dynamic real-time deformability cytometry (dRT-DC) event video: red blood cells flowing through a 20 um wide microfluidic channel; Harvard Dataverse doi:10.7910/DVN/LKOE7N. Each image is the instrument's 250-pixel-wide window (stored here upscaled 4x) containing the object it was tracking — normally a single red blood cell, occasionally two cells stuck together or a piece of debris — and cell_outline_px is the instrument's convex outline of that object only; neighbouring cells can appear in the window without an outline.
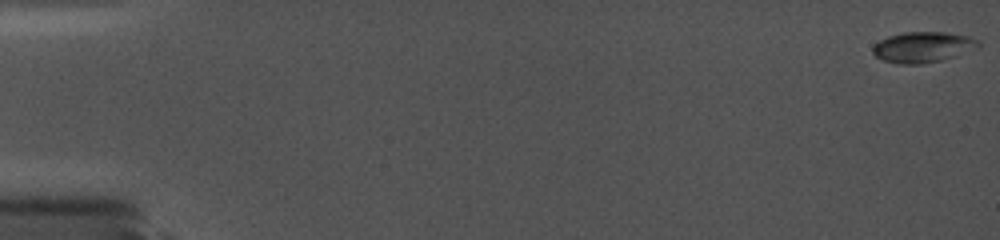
{"species": "common noctule bat (a hibernating species)", "species_latin": "Nyctalus noctula", "temperature_condition": "cold", "stored_images_in_passage": 11, "camera_frame_rate_fps": 5000, "um_per_image_px": 0.085, "animal": {"sex": "female", "body_mass_g": 19.0, "forearm_length_mm": 56.7}, "frame": {"image": 1, "passage_image": 1, "time_ms": 0.0, "image_size_px": [1000, 240], "cell_outline_px": [[980, 48], [940, 60], [920, 64], [900, 64], [884, 60], [876, 56], [872, 52], [872, 44], [888, 36], [900, 32], [948, 32], [972, 36], [980, 40]], "centroid_in_image_um": [78.47, 3.98], "position_along_channel_um": 6.5, "area_um2": 19.13}}
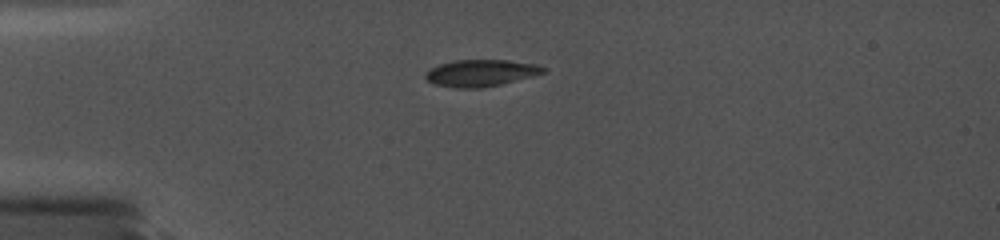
{"frame": {"image": 2, "passage_image": 9, "time_ms": 4.8, "image_size_px": [1000, 240], "cell_outline_px": [[548, 72], [484, 88], [452, 88], [432, 84], [424, 76], [424, 72], [440, 64], [456, 60], [504, 60], [536, 64], [548, 68]], "centroid_in_image_um": [40.87, 6.21], "position_along_channel_um": 44.1, "area_um2": 18.5}}